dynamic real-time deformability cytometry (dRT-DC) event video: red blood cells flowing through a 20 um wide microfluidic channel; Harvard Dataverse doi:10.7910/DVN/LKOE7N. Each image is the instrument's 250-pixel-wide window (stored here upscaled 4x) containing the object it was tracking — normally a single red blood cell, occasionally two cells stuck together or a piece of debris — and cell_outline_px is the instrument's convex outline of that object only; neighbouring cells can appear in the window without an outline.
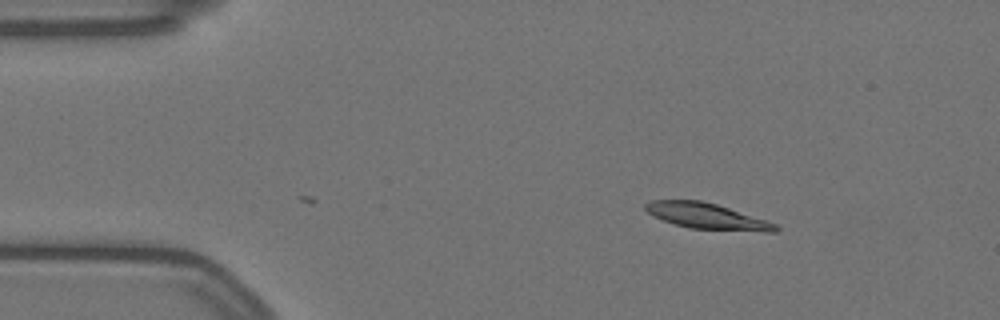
{"species": "Egyptian fruit bat (a non-hibernating species)", "species_latin": "Rousettus aegyptiacus", "temperature_condition": "warm", "stored_images_in_passage": 7, "camera_frame_rate_fps": 3000, "um_per_image_px": 0.085, "animal": {"sex": "female"}, "frame": {"image": 1, "passage_image": 7, "time_ms": 2.0, "image_size_px": [1000, 320], "cell_outline_px": [[780, 228], [776, 232], [764, 232], [688, 228], [652, 216], [644, 208], [644, 204], [652, 200], [700, 200], [716, 204], [776, 224]], "centroid_in_image_um": [60.06, 18.38], "position_along_channel_um": 24.9, "area_um2": 19.36}}